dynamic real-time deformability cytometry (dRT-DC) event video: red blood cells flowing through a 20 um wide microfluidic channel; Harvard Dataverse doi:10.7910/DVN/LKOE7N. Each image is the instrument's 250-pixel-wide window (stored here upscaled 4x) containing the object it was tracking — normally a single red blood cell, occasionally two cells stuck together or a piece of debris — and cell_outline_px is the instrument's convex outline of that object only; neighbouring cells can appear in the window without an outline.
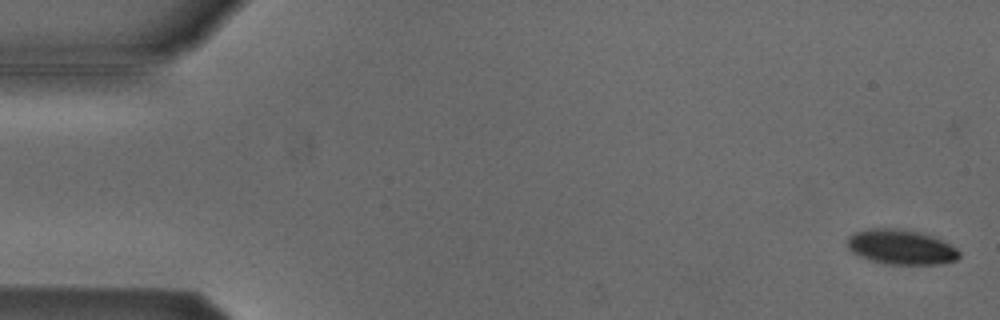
{"species": "Egyptian fruit bat (a non-hibernating species)", "species_latin": "Rousettus aegyptiacus", "temperature_condition": "cold", "stored_images_in_passage": 5, "camera_frame_rate_fps": 3000, "um_per_image_px": 0.085, "animal": {"sex": "male"}, "frame": {"image": 1, "passage_image": 1, "time_ms": 0.0, "image_size_px": [1000, 320], "cell_outline_px": [[960, 256], [956, 260], [944, 264], [884, 264], [860, 256], [852, 252], [848, 248], [848, 236], [856, 232], [868, 228], [900, 228], [920, 232], [932, 236], [956, 248], [960, 252]], "centroid_in_image_um": [76.59, 20.99], "position_along_channel_um": 8.4, "area_um2": 22.72}}
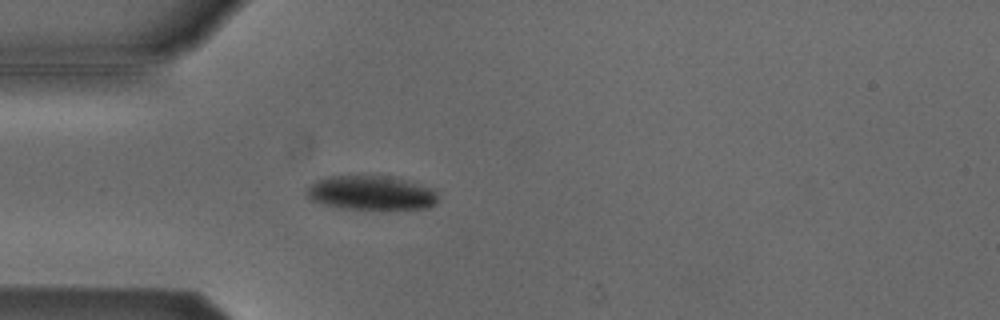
{"frame": {"image": 2, "passage_image": 5, "time_ms": 1.333, "image_size_px": [1000, 320], "cell_outline_px": [[436, 204], [428, 208], [388, 212], [336, 208], [312, 200], [304, 192], [308, 184], [324, 176], [384, 176], [404, 180], [432, 188], [436, 192]], "centroid_in_image_um": [31.52, 16.45], "position_along_channel_um": 53.5, "area_um2": 27.22}}